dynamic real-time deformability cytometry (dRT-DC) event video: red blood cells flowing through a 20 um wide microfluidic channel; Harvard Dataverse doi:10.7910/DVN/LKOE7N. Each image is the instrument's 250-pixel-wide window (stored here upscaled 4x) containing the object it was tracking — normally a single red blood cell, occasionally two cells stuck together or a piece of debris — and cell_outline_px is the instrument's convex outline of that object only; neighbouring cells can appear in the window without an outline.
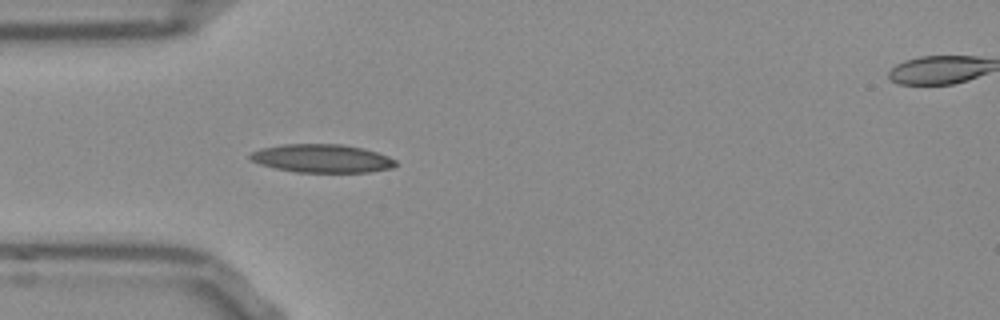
{"species": "Egyptian fruit bat (a non-hibernating species)", "species_latin": "Rousettus aegyptiacus", "temperature_condition": "room temperature", "stored_images_in_passage": 36, "camera_frame_rate_fps": 3000, "um_per_image_px": 0.085, "frame": {"image": 1, "passage_image": 1, "time_ms": 0.0, "image_size_px": [1000, 320], "cell_outline_px": [[396, 164], [392, 168], [368, 172], [296, 172], [276, 168], [260, 164], [252, 160], [248, 156], [252, 152], [260, 148], [284, 144], [340, 144], [364, 148], [388, 156], [396, 160]], "centroid_in_image_um": [27.37, 13.46], "position_along_channel_um": 57.6, "area_um2": 23.93}}
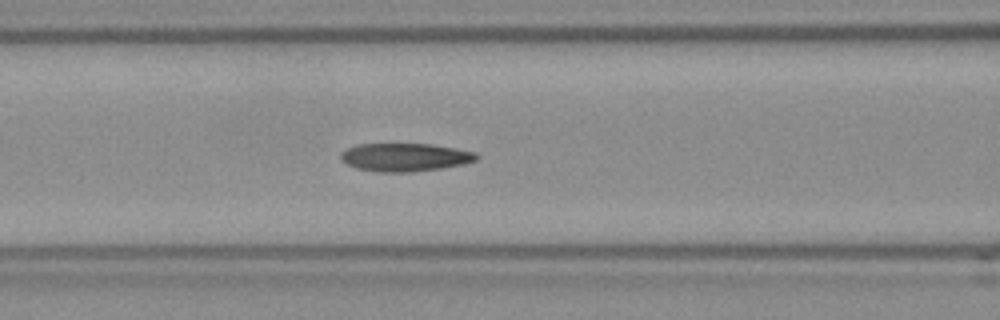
{"frame": {"image": 2, "passage_image": 7, "time_ms": 2.0, "image_size_px": [1000, 320], "cell_outline_px": [[480, 156], [476, 160], [464, 164], [440, 168], [408, 172], [380, 172], [356, 168], [340, 160], [340, 152], [356, 144], [432, 144], [456, 148], [476, 152]], "centroid_in_image_um": [34.42, 13.36], "position_along_channel_um": 132.2, "area_um2": 22.31}}
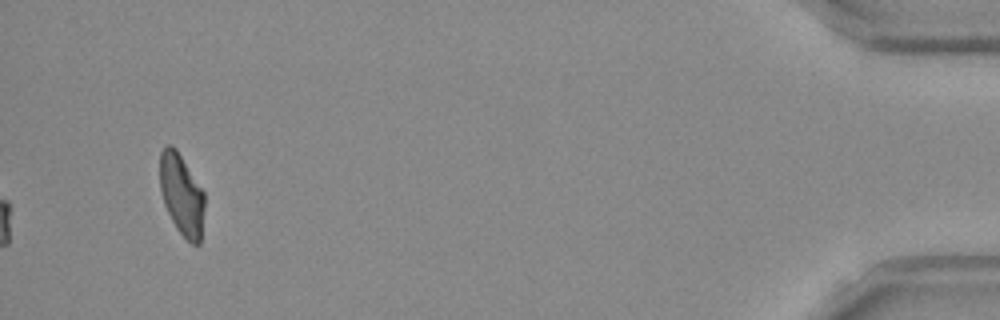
{"frame": {"image": 3, "passage_image": 36, "time_ms": 11.667, "image_size_px": [1000, 320], "cell_outline_px": [[204, 208], [200, 244], [192, 244], [176, 228], [164, 204], [160, 188], [160, 152], [168, 144], [172, 144], [176, 148], [204, 192]], "centroid_in_image_um": [15.43, 16.53], "position_along_channel_um": 419.8, "area_um2": 20.98}, "authors_computed_cell_mechanics": {"area_um2": 22.1374, "velocity_mm_per_s": 3.824, "shape_relaxation_time_tau1_ms": null, "shape_relaxation_time_tau2_ms": 2.6799, "deformation_change_tau1": null, "deformation_change_tau2": 0.1015}}